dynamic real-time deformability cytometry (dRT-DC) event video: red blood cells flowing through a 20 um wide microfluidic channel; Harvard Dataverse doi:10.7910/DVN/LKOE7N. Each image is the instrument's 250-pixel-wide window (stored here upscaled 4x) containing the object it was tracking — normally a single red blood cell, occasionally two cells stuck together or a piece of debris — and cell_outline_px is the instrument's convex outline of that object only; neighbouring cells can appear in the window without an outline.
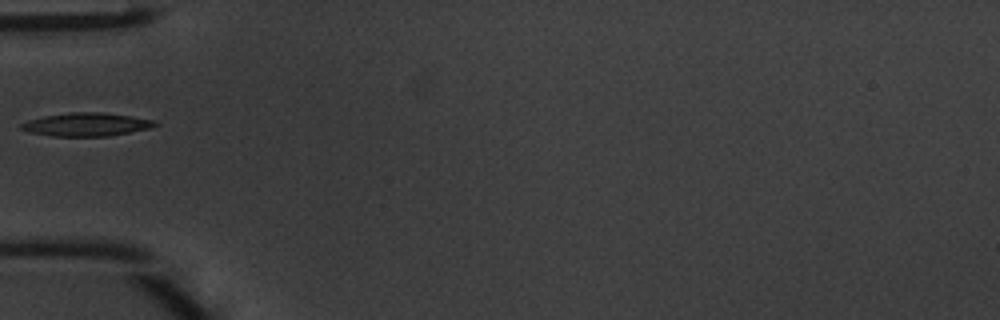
{"species": "common noctule bat (a hibernating species)", "species_latin": "Nyctalus noctula", "temperature_condition": "warm", "stored_images_in_passage": 32, "camera_frame_rate_fps": 3000, "um_per_image_px": 0.085, "animal": {"sex": "male", "body_mass_g": 20.1, "forearm_length_mm": 53.5}, "frame": {"image": 1, "passage_image": 1, "time_ms": 0.0, "image_size_px": [1000, 320], "cell_outline_px": [[160, 124], [148, 128], [108, 136], [52, 136], [32, 132], [16, 128], [20, 124], [28, 120], [44, 116], [72, 112], [100, 112], [156, 120]], "centroid_in_image_um": [7.31, 10.58], "position_along_channel_um": 77.7, "area_um2": 17.98}}
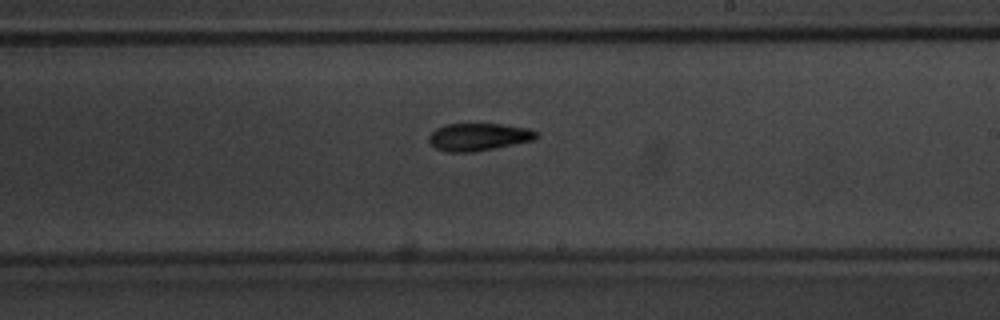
{"frame": {"image": 2, "passage_image": 13, "time_ms": 4.0, "image_size_px": [1000, 320], "cell_outline_px": [[540, 136], [536, 140], [472, 152], [444, 152], [436, 148], [428, 140], [428, 136], [436, 128], [444, 124], [500, 124], [528, 128], [540, 132]], "centroid_in_image_um": [40.71, 11.63], "position_along_channel_um": 248.3, "area_um2": 17.4}}
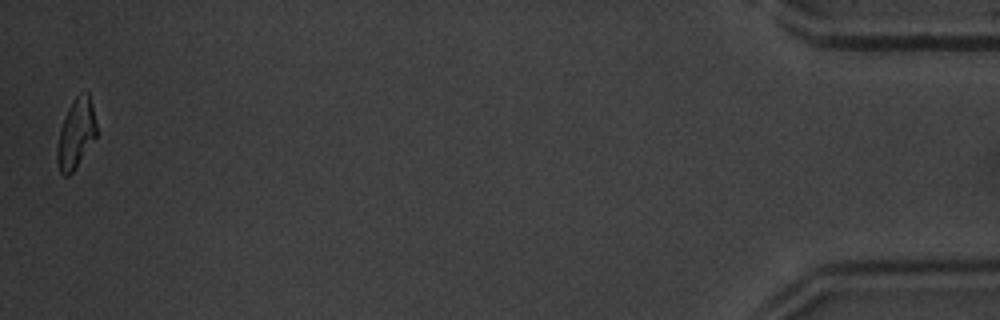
{"frame": {"image": 3, "passage_image": 32, "time_ms": 10.333, "image_size_px": [1000, 320], "cell_outline_px": [[96, 136], [72, 172], [68, 176], [64, 176], [60, 172], [56, 160], [56, 148], [60, 128], [68, 108], [72, 100], [80, 92], [88, 92], [96, 124]], "centroid_in_image_um": [6.42, 11.36], "position_along_channel_um": 428.8, "area_um2": 15.72}}